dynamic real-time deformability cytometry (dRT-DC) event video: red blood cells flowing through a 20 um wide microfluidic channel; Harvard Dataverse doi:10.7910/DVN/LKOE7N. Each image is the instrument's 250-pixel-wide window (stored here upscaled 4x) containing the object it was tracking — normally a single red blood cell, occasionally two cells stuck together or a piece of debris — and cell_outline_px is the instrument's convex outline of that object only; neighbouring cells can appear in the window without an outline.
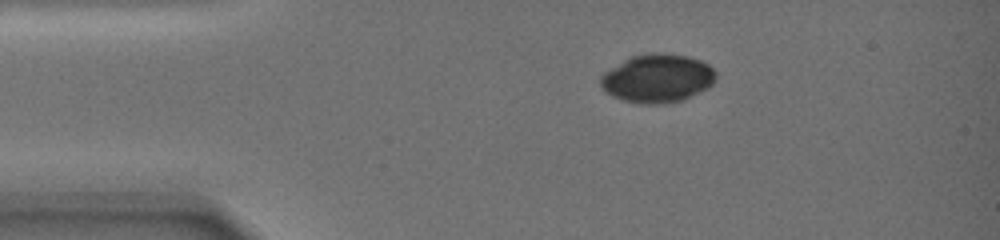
{"species": "common noctule bat (a hibernating species)", "species_latin": "Nyctalus noctula", "temperature_condition": "warm", "stored_images_in_passage": 2, "camera_frame_rate_fps": 3000, "um_per_image_px": 0.085, "animal": {"sex": "female", "body_mass_g": 19.0, "forearm_length_mm": 51.5}, "frame": {"image": 1, "passage_image": 1, "time_ms": 0.0, "image_size_px": [1000, 240], "cell_outline_px": [[716, 76], [712, 84], [708, 88], [680, 100], [668, 104], [636, 104], [612, 96], [604, 92], [600, 88], [600, 76], [604, 72], [628, 56], [648, 52], [664, 52], [688, 56], [700, 60], [708, 64], [716, 72]], "centroid_in_image_um": [55.83, 6.64], "position_along_channel_um": 29.2, "area_um2": 33.12}}